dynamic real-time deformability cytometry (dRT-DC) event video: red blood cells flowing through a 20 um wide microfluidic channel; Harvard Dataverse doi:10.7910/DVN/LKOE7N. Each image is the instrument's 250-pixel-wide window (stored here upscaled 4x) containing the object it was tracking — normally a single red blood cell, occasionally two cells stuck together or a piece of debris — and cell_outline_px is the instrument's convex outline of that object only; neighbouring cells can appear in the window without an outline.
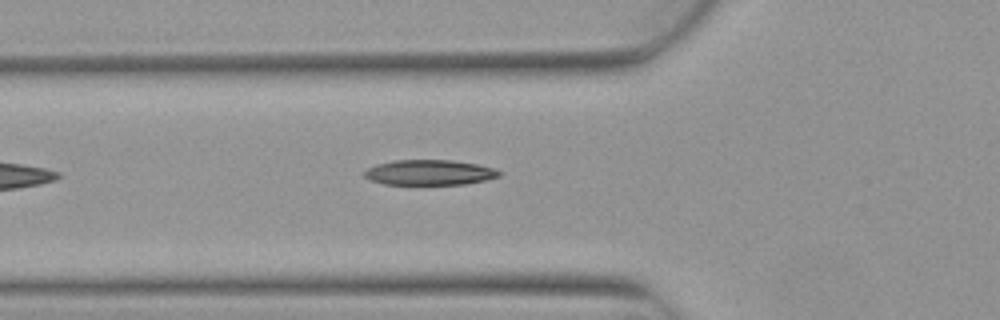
{"species": "Egyptian fruit bat (a non-hibernating species)", "species_latin": "Rousettus aegyptiacus", "temperature_condition": "warm", "stored_images_in_passage": 2, "camera_frame_rate_fps": 3000, "um_per_image_px": 0.085, "animal": {"sex": "female"}, "frame": {"image": 1, "passage_image": 2, "time_ms": 0.333, "image_size_px": [1000, 320], "cell_outline_px": [[500, 176], [488, 180], [464, 184], [384, 184], [368, 180], [364, 176], [364, 172], [368, 168], [376, 164], [392, 160], [452, 160], [476, 164], [492, 168], [500, 172]], "centroid_in_image_um": [36.47, 14.66], "position_along_channel_um": 89.3, "area_um2": 19.83}}